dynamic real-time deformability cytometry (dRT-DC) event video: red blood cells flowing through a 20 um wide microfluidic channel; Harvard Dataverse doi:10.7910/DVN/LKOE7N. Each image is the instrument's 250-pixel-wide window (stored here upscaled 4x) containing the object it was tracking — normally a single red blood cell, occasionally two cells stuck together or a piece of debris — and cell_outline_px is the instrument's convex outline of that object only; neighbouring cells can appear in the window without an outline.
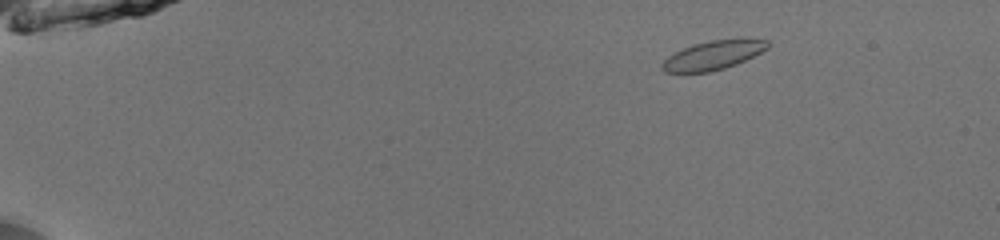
{"species": "common noctule bat (a hibernating species)", "species_latin": "Nyctalus noctula", "temperature_condition": "room temperature", "stored_images_in_passage": 49, "camera_frame_rate_fps": 3000, "um_per_image_px": 0.085, "animal": {"sex": "male", "body_mass_g": 13.0, "forearm_length_mm": 53.1}, "frame": {"image": 1, "passage_image": 5, "time_ms": 1.333, "image_size_px": [1000, 240], "cell_outline_px": [[772, 44], [768, 48], [736, 64], [724, 68], [708, 72], [664, 72], [660, 68], [660, 64], [668, 56], [692, 44], [712, 40], [768, 40]], "centroid_in_image_um": [60.57, 4.71], "position_along_channel_um": 24.4, "area_um2": 17.4}}
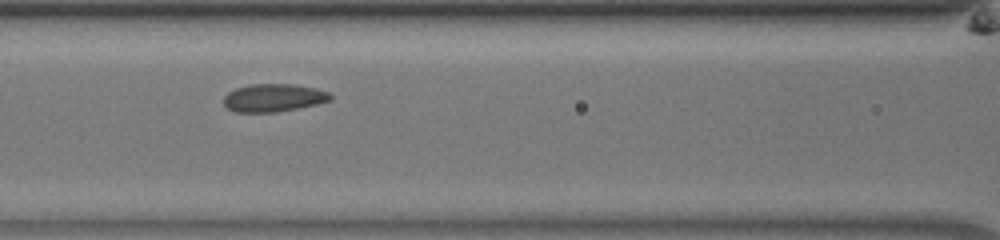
{"frame": {"image": 2, "passage_image": 22, "time_ms": 7.0, "image_size_px": [1000, 240], "cell_outline_px": [[332, 100], [316, 104], [276, 112], [236, 112], [228, 108], [224, 104], [224, 96], [228, 92], [236, 88], [248, 84], [292, 84], [316, 88], [328, 92], [332, 96]], "centroid_in_image_um": [23.24, 8.3], "position_along_channel_um": 143.4, "area_um2": 17.28}}
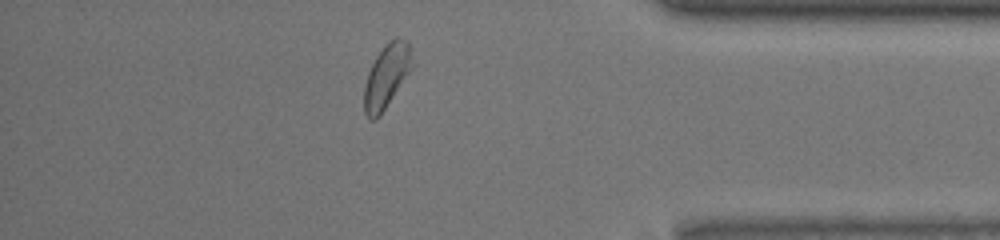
{"frame": {"image": 3, "passage_image": 43, "time_ms": 14.0, "image_size_px": [1000, 240], "cell_outline_px": [[416, 64], [380, 116], [376, 120], [368, 120], [364, 112], [364, 88], [368, 72], [376, 56], [384, 44], [396, 36], [400, 36], [408, 40]], "centroid_in_image_um": [32.91, 6.44], "position_along_channel_um": 402.3, "area_um2": 18.5}, "authors_computed_cell_mechanics": {"area_um2": 17.918, "velocity_mm_per_s": 3.9704, "shape_relaxation_time_tau1_ms": 5.0664, "shape_relaxation_time_tau2_ms": 2.0317, "deformation_change_tau1": 0.0766, "deformation_change_tau2": 0.0443}}